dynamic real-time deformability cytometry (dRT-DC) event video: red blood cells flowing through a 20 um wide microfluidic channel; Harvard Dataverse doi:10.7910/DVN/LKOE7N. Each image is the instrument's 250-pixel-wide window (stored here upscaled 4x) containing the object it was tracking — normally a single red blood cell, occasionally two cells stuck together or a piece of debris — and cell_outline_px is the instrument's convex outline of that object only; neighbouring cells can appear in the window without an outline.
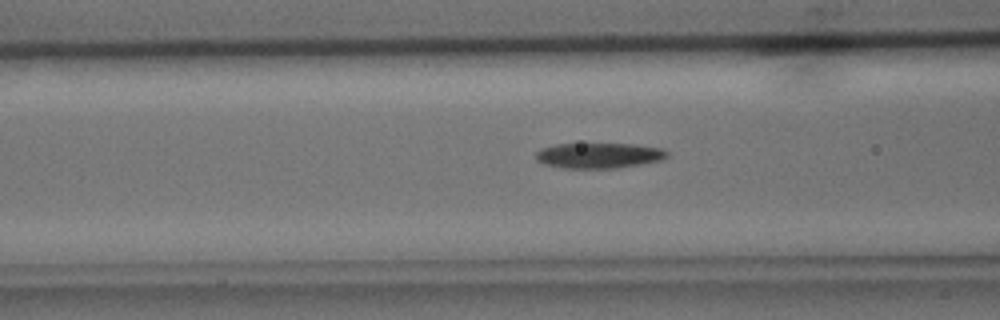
{"species": "common noctule bat (a hibernating species)", "species_latin": "Nyctalus noctula", "temperature_condition": "cold", "stored_images_in_passage": 34, "camera_frame_rate_fps": 3000, "um_per_image_px": 0.085, "animal": {"sex": "male", "body_mass_g": 15.6}, "frame": {"image": 1, "passage_image": 14, "time_ms": 4.333, "image_size_px": [1000, 320], "cell_outline_px": [[668, 156], [660, 160], [640, 164], [616, 168], [564, 168], [544, 164], [536, 160], [536, 152], [544, 148], [556, 144], [632, 144], [660, 148], [668, 152]], "centroid_in_image_um": [50.89, 13.22], "position_along_channel_um": 115.7, "area_um2": 19.19}}
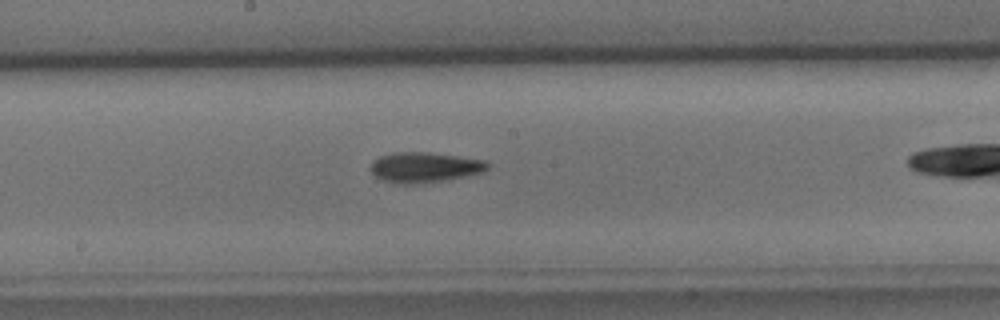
{"frame": {"image": 2, "passage_image": 21, "time_ms": 6.667, "image_size_px": [1000, 320], "cell_outline_px": [[488, 168], [480, 172], [448, 180], [412, 184], [404, 184], [384, 180], [376, 176], [368, 168], [372, 160], [380, 156], [396, 152], [428, 152], [484, 160], [488, 164]], "centroid_in_image_um": [36.03, 14.21], "position_along_channel_um": 212.2, "area_um2": 20.4}}
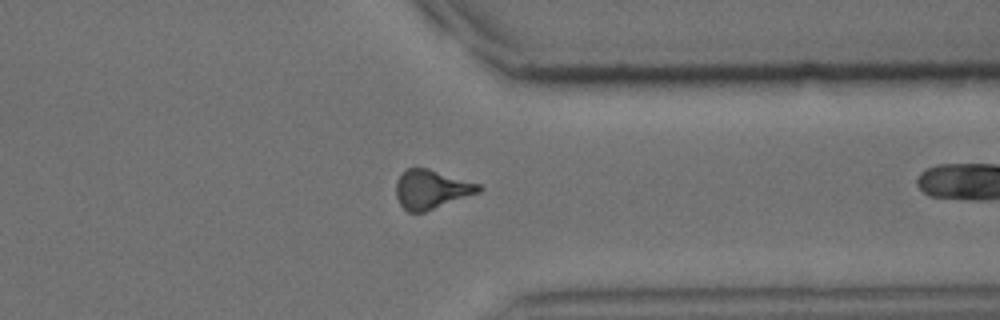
{"frame": {"image": 3, "passage_image": 33, "time_ms": 10.667, "image_size_px": [1000, 320], "cell_outline_px": [[484, 188], [480, 192], [424, 212], [408, 212], [400, 204], [396, 196], [396, 180], [408, 168], [428, 168], [480, 184]], "centroid_in_image_um": [36.68, 16.09], "position_along_channel_um": 374.7, "area_um2": 18.67}}